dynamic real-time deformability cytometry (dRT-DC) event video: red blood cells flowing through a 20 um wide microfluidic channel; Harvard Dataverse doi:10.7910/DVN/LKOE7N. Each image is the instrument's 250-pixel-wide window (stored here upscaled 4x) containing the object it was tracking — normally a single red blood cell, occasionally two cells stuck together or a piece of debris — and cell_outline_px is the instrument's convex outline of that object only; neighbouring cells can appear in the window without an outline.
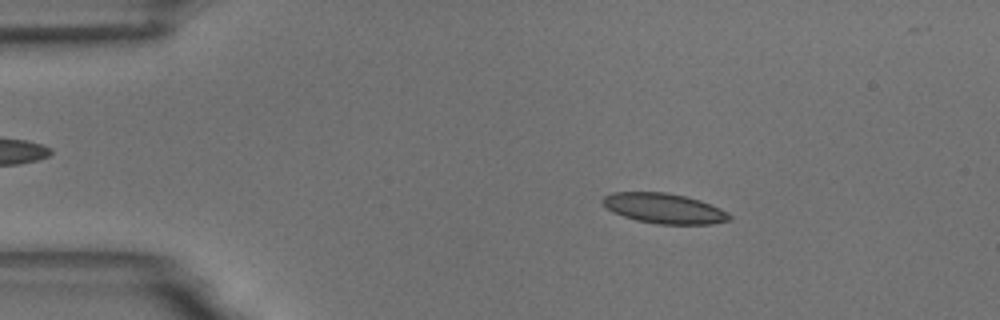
{"species": "common noctule bat (a hibernating species)", "species_latin": "Nyctalus noctula", "temperature_condition": "room temperature", "stored_images_in_passage": 56, "camera_frame_rate_fps": 3000, "um_per_image_px": 0.085, "animal": {"sex": "male", "body_mass_g": 18.8}, "frame": {"image": 1, "passage_image": 9, "time_ms": 2.667, "image_size_px": [1000, 320], "cell_outline_px": [[732, 220], [712, 224], [656, 224], [636, 220], [612, 212], [600, 200], [604, 196], [612, 192], [668, 192], [700, 200], [720, 208], [728, 212], [732, 216]], "centroid_in_image_um": [56.47, 17.71], "position_along_channel_um": 28.5, "area_um2": 22.37}}
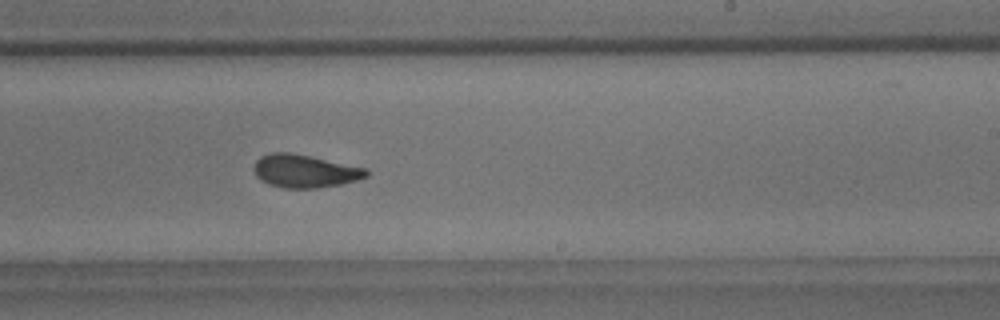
{"frame": {"image": 2, "passage_image": 33, "time_ms": 10.667, "image_size_px": [1000, 320], "cell_outline_px": [[368, 176], [356, 180], [340, 184], [316, 188], [284, 188], [268, 184], [260, 180], [256, 176], [252, 168], [256, 160], [260, 156], [272, 152], [292, 152], [368, 168]], "centroid_in_image_um": [25.88, 14.53], "position_along_channel_um": 263.1, "area_um2": 21.85}}
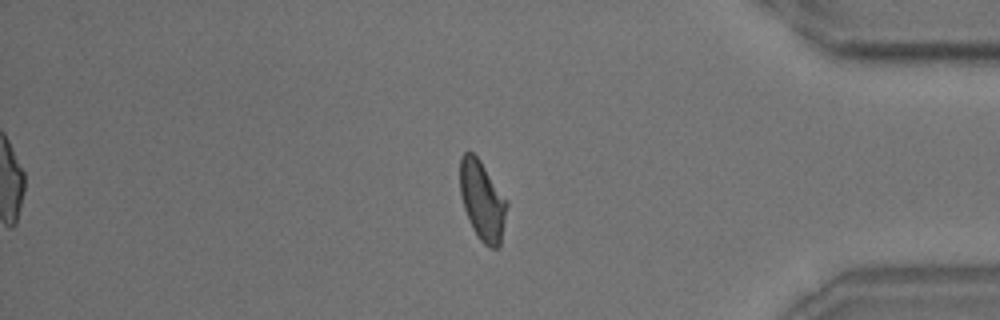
{"frame": {"image": 3, "passage_image": 46, "time_ms": 15.0, "image_size_px": [1000, 320], "cell_outline_px": [[508, 204], [500, 248], [488, 248], [480, 240], [472, 228], [468, 220], [464, 208], [460, 192], [460, 156], [464, 152], [472, 152], [480, 160], [508, 200]], "centroid_in_image_um": [41.01, 17.07], "position_along_channel_um": 394.2, "area_um2": 21.96}, "authors_computed_cell_mechanics": {"area_um2": 21.7906, "velocity_mm_per_s": 3.6514, "shape_relaxation_time_tau1_ms": 7.561, "shape_relaxation_time_tau2_ms": 2.1987, "deformation_change_tau1": 0.1689, "deformation_change_tau2": 0.0798}}